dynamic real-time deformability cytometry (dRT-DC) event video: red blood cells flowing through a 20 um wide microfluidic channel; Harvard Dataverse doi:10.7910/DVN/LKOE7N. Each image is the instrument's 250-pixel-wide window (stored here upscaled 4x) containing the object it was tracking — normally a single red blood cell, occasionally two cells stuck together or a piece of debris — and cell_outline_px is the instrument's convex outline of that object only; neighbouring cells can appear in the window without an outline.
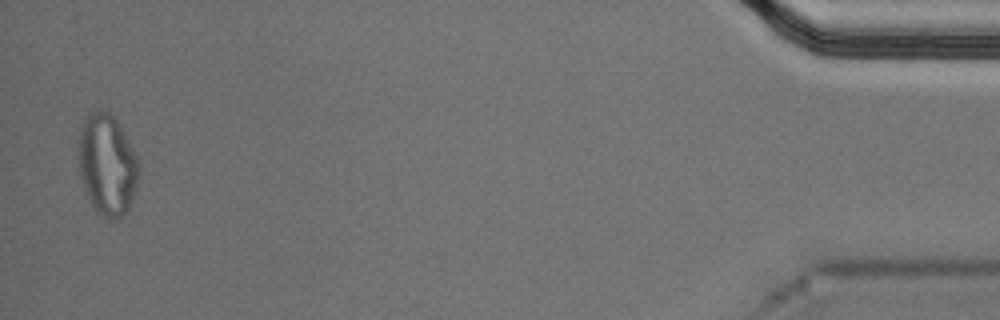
{"species": "Egyptian fruit bat (a non-hibernating species)", "species_latin": "Rousettus aegyptiacus", "temperature_condition": "cold", "stored_images_in_passage": 55, "segment_of_instrument_passage": [2, 2], "camera_frame_rate_fps": 3000, "um_per_image_px": 0.085, "animal": {"sex": "male"}, "frame": {"image": 1, "passage_image": 53, "time_ms": 17.333, "image_size_px": [1000, 320], "cell_outline_px": [[140, 176], [132, 200], [128, 208], [120, 216], [108, 220], [104, 220], [96, 212], [88, 196], [80, 176], [80, 132], [84, 120], [92, 112], [108, 112], [116, 120], [132, 148], [140, 164]], "centroid_in_image_um": [9.14, 14.06], "position_along_channel_um": 426.1, "area_um2": 34.8}}